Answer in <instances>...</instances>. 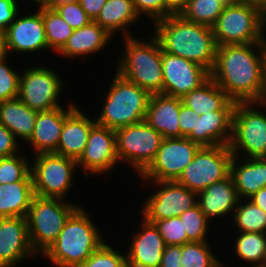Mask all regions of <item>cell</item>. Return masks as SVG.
<instances>
[{
	"mask_svg": "<svg viewBox=\"0 0 266 267\" xmlns=\"http://www.w3.org/2000/svg\"><path fill=\"white\" fill-rule=\"evenodd\" d=\"M210 77L236 103L265 102L263 43L217 46Z\"/></svg>",
	"mask_w": 266,
	"mask_h": 267,
	"instance_id": "obj_1",
	"label": "cell"
},
{
	"mask_svg": "<svg viewBox=\"0 0 266 267\" xmlns=\"http://www.w3.org/2000/svg\"><path fill=\"white\" fill-rule=\"evenodd\" d=\"M154 36L161 49L196 62L209 72L214 68L217 44L212 28L188 21L181 15H170L156 21Z\"/></svg>",
	"mask_w": 266,
	"mask_h": 267,
	"instance_id": "obj_2",
	"label": "cell"
},
{
	"mask_svg": "<svg viewBox=\"0 0 266 267\" xmlns=\"http://www.w3.org/2000/svg\"><path fill=\"white\" fill-rule=\"evenodd\" d=\"M88 212L79 206L67 219L57 240L43 257L56 267H79L104 242Z\"/></svg>",
	"mask_w": 266,
	"mask_h": 267,
	"instance_id": "obj_3",
	"label": "cell"
},
{
	"mask_svg": "<svg viewBox=\"0 0 266 267\" xmlns=\"http://www.w3.org/2000/svg\"><path fill=\"white\" fill-rule=\"evenodd\" d=\"M125 53L117 63L116 72L147 90L150 94H163L162 49L152 35L147 42L124 37Z\"/></svg>",
	"mask_w": 266,
	"mask_h": 267,
	"instance_id": "obj_4",
	"label": "cell"
},
{
	"mask_svg": "<svg viewBox=\"0 0 266 267\" xmlns=\"http://www.w3.org/2000/svg\"><path fill=\"white\" fill-rule=\"evenodd\" d=\"M96 123L116 130L145 118L151 94L116 72Z\"/></svg>",
	"mask_w": 266,
	"mask_h": 267,
	"instance_id": "obj_5",
	"label": "cell"
},
{
	"mask_svg": "<svg viewBox=\"0 0 266 267\" xmlns=\"http://www.w3.org/2000/svg\"><path fill=\"white\" fill-rule=\"evenodd\" d=\"M79 207L65 199L34 195L26 215L29 240L36 256L57 240L69 216Z\"/></svg>",
	"mask_w": 266,
	"mask_h": 267,
	"instance_id": "obj_6",
	"label": "cell"
},
{
	"mask_svg": "<svg viewBox=\"0 0 266 267\" xmlns=\"http://www.w3.org/2000/svg\"><path fill=\"white\" fill-rule=\"evenodd\" d=\"M211 28L217 46L263 43L262 11L241 1L226 5Z\"/></svg>",
	"mask_w": 266,
	"mask_h": 267,
	"instance_id": "obj_7",
	"label": "cell"
},
{
	"mask_svg": "<svg viewBox=\"0 0 266 267\" xmlns=\"http://www.w3.org/2000/svg\"><path fill=\"white\" fill-rule=\"evenodd\" d=\"M256 105L264 108L266 101L236 103L234 108L229 147L239 159L242 153L244 158H266V114L258 111Z\"/></svg>",
	"mask_w": 266,
	"mask_h": 267,
	"instance_id": "obj_8",
	"label": "cell"
},
{
	"mask_svg": "<svg viewBox=\"0 0 266 267\" xmlns=\"http://www.w3.org/2000/svg\"><path fill=\"white\" fill-rule=\"evenodd\" d=\"M31 164L34 194L64 199L73 185L77 160L55 153L36 154Z\"/></svg>",
	"mask_w": 266,
	"mask_h": 267,
	"instance_id": "obj_9",
	"label": "cell"
},
{
	"mask_svg": "<svg viewBox=\"0 0 266 267\" xmlns=\"http://www.w3.org/2000/svg\"><path fill=\"white\" fill-rule=\"evenodd\" d=\"M232 157L229 146H202L177 182L198 194L230 174Z\"/></svg>",
	"mask_w": 266,
	"mask_h": 267,
	"instance_id": "obj_10",
	"label": "cell"
},
{
	"mask_svg": "<svg viewBox=\"0 0 266 267\" xmlns=\"http://www.w3.org/2000/svg\"><path fill=\"white\" fill-rule=\"evenodd\" d=\"M118 160L141 174L155 158L163 136L144 120L115 130Z\"/></svg>",
	"mask_w": 266,
	"mask_h": 267,
	"instance_id": "obj_11",
	"label": "cell"
},
{
	"mask_svg": "<svg viewBox=\"0 0 266 267\" xmlns=\"http://www.w3.org/2000/svg\"><path fill=\"white\" fill-rule=\"evenodd\" d=\"M63 77L48 67L26 68L20 73L18 98L37 112L61 107L58 98L63 89Z\"/></svg>",
	"mask_w": 266,
	"mask_h": 267,
	"instance_id": "obj_12",
	"label": "cell"
},
{
	"mask_svg": "<svg viewBox=\"0 0 266 267\" xmlns=\"http://www.w3.org/2000/svg\"><path fill=\"white\" fill-rule=\"evenodd\" d=\"M201 146L187 137L165 138L150 165L139 175L149 181H177Z\"/></svg>",
	"mask_w": 266,
	"mask_h": 267,
	"instance_id": "obj_13",
	"label": "cell"
},
{
	"mask_svg": "<svg viewBox=\"0 0 266 267\" xmlns=\"http://www.w3.org/2000/svg\"><path fill=\"white\" fill-rule=\"evenodd\" d=\"M158 190L151 194L144 204L143 217L154 223L157 220L179 216L197 205V193L177 181H151Z\"/></svg>",
	"mask_w": 266,
	"mask_h": 267,
	"instance_id": "obj_14",
	"label": "cell"
},
{
	"mask_svg": "<svg viewBox=\"0 0 266 267\" xmlns=\"http://www.w3.org/2000/svg\"><path fill=\"white\" fill-rule=\"evenodd\" d=\"M163 94L182 98L209 77L210 72L196 62L162 50Z\"/></svg>",
	"mask_w": 266,
	"mask_h": 267,
	"instance_id": "obj_15",
	"label": "cell"
},
{
	"mask_svg": "<svg viewBox=\"0 0 266 267\" xmlns=\"http://www.w3.org/2000/svg\"><path fill=\"white\" fill-rule=\"evenodd\" d=\"M118 161L115 130L96 123L91 128L83 154L77 160L78 168L87 171L86 176L88 173L104 174Z\"/></svg>",
	"mask_w": 266,
	"mask_h": 267,
	"instance_id": "obj_16",
	"label": "cell"
},
{
	"mask_svg": "<svg viewBox=\"0 0 266 267\" xmlns=\"http://www.w3.org/2000/svg\"><path fill=\"white\" fill-rule=\"evenodd\" d=\"M36 255L31 247L26 217L0 218V267H14Z\"/></svg>",
	"mask_w": 266,
	"mask_h": 267,
	"instance_id": "obj_17",
	"label": "cell"
},
{
	"mask_svg": "<svg viewBox=\"0 0 266 267\" xmlns=\"http://www.w3.org/2000/svg\"><path fill=\"white\" fill-rule=\"evenodd\" d=\"M6 45L9 52L33 53L47 49L42 8L32 15L16 16L15 20L5 30Z\"/></svg>",
	"mask_w": 266,
	"mask_h": 267,
	"instance_id": "obj_18",
	"label": "cell"
},
{
	"mask_svg": "<svg viewBox=\"0 0 266 267\" xmlns=\"http://www.w3.org/2000/svg\"><path fill=\"white\" fill-rule=\"evenodd\" d=\"M76 107L75 103L69 101L67 109L61 106L38 112L32 136L27 141L35 154L54 153L57 150L64 120Z\"/></svg>",
	"mask_w": 266,
	"mask_h": 267,
	"instance_id": "obj_19",
	"label": "cell"
},
{
	"mask_svg": "<svg viewBox=\"0 0 266 267\" xmlns=\"http://www.w3.org/2000/svg\"><path fill=\"white\" fill-rule=\"evenodd\" d=\"M141 230L133 234L126 252L128 267H159L166 247L158 228L143 217Z\"/></svg>",
	"mask_w": 266,
	"mask_h": 267,
	"instance_id": "obj_20",
	"label": "cell"
},
{
	"mask_svg": "<svg viewBox=\"0 0 266 267\" xmlns=\"http://www.w3.org/2000/svg\"><path fill=\"white\" fill-rule=\"evenodd\" d=\"M234 110L210 111L196 116V124L187 136L202 146H229L232 138Z\"/></svg>",
	"mask_w": 266,
	"mask_h": 267,
	"instance_id": "obj_21",
	"label": "cell"
},
{
	"mask_svg": "<svg viewBox=\"0 0 266 267\" xmlns=\"http://www.w3.org/2000/svg\"><path fill=\"white\" fill-rule=\"evenodd\" d=\"M182 100L164 94H151L144 121L163 138H181L178 115Z\"/></svg>",
	"mask_w": 266,
	"mask_h": 267,
	"instance_id": "obj_22",
	"label": "cell"
},
{
	"mask_svg": "<svg viewBox=\"0 0 266 267\" xmlns=\"http://www.w3.org/2000/svg\"><path fill=\"white\" fill-rule=\"evenodd\" d=\"M95 124L94 118L92 120L76 107L64 120L58 147L54 153L78 160L84 152L89 133Z\"/></svg>",
	"mask_w": 266,
	"mask_h": 267,
	"instance_id": "obj_23",
	"label": "cell"
},
{
	"mask_svg": "<svg viewBox=\"0 0 266 267\" xmlns=\"http://www.w3.org/2000/svg\"><path fill=\"white\" fill-rule=\"evenodd\" d=\"M239 201L230 174L197 194V205L209 221L233 213Z\"/></svg>",
	"mask_w": 266,
	"mask_h": 267,
	"instance_id": "obj_24",
	"label": "cell"
},
{
	"mask_svg": "<svg viewBox=\"0 0 266 267\" xmlns=\"http://www.w3.org/2000/svg\"><path fill=\"white\" fill-rule=\"evenodd\" d=\"M233 156L230 175L240 199H248L261 188L266 187V158H245L237 164Z\"/></svg>",
	"mask_w": 266,
	"mask_h": 267,
	"instance_id": "obj_25",
	"label": "cell"
},
{
	"mask_svg": "<svg viewBox=\"0 0 266 267\" xmlns=\"http://www.w3.org/2000/svg\"><path fill=\"white\" fill-rule=\"evenodd\" d=\"M111 37L112 35L95 21H90L84 27L73 30L72 35L58 54H62L65 58L96 54L107 46Z\"/></svg>",
	"mask_w": 266,
	"mask_h": 267,
	"instance_id": "obj_26",
	"label": "cell"
},
{
	"mask_svg": "<svg viewBox=\"0 0 266 267\" xmlns=\"http://www.w3.org/2000/svg\"><path fill=\"white\" fill-rule=\"evenodd\" d=\"M181 100L198 116L210 111L234 110L236 105L211 77L195 90L185 94Z\"/></svg>",
	"mask_w": 266,
	"mask_h": 267,
	"instance_id": "obj_27",
	"label": "cell"
},
{
	"mask_svg": "<svg viewBox=\"0 0 266 267\" xmlns=\"http://www.w3.org/2000/svg\"><path fill=\"white\" fill-rule=\"evenodd\" d=\"M34 195L31 173L23 181L0 184V218L26 217Z\"/></svg>",
	"mask_w": 266,
	"mask_h": 267,
	"instance_id": "obj_28",
	"label": "cell"
},
{
	"mask_svg": "<svg viewBox=\"0 0 266 267\" xmlns=\"http://www.w3.org/2000/svg\"><path fill=\"white\" fill-rule=\"evenodd\" d=\"M37 114L19 98L0 102V124L7 127L17 140L21 138L27 142L30 139Z\"/></svg>",
	"mask_w": 266,
	"mask_h": 267,
	"instance_id": "obj_29",
	"label": "cell"
},
{
	"mask_svg": "<svg viewBox=\"0 0 266 267\" xmlns=\"http://www.w3.org/2000/svg\"><path fill=\"white\" fill-rule=\"evenodd\" d=\"M138 17L141 18L135 11L133 0H107L94 21L112 36L121 31L124 37H129L132 34L127 30L130 24L140 20Z\"/></svg>",
	"mask_w": 266,
	"mask_h": 267,
	"instance_id": "obj_30",
	"label": "cell"
},
{
	"mask_svg": "<svg viewBox=\"0 0 266 267\" xmlns=\"http://www.w3.org/2000/svg\"><path fill=\"white\" fill-rule=\"evenodd\" d=\"M235 238V253L251 267H266V233L240 232Z\"/></svg>",
	"mask_w": 266,
	"mask_h": 267,
	"instance_id": "obj_31",
	"label": "cell"
},
{
	"mask_svg": "<svg viewBox=\"0 0 266 267\" xmlns=\"http://www.w3.org/2000/svg\"><path fill=\"white\" fill-rule=\"evenodd\" d=\"M42 19L48 49L58 53L67 43L73 29L53 8H42Z\"/></svg>",
	"mask_w": 266,
	"mask_h": 267,
	"instance_id": "obj_32",
	"label": "cell"
},
{
	"mask_svg": "<svg viewBox=\"0 0 266 267\" xmlns=\"http://www.w3.org/2000/svg\"><path fill=\"white\" fill-rule=\"evenodd\" d=\"M225 6L221 0H188L180 15L188 21L212 27Z\"/></svg>",
	"mask_w": 266,
	"mask_h": 267,
	"instance_id": "obj_33",
	"label": "cell"
},
{
	"mask_svg": "<svg viewBox=\"0 0 266 267\" xmlns=\"http://www.w3.org/2000/svg\"><path fill=\"white\" fill-rule=\"evenodd\" d=\"M242 202L240 199L231 216L239 232L266 233V213L249 199Z\"/></svg>",
	"mask_w": 266,
	"mask_h": 267,
	"instance_id": "obj_34",
	"label": "cell"
},
{
	"mask_svg": "<svg viewBox=\"0 0 266 267\" xmlns=\"http://www.w3.org/2000/svg\"><path fill=\"white\" fill-rule=\"evenodd\" d=\"M209 241L189 242L181 245L182 267H223L209 247Z\"/></svg>",
	"mask_w": 266,
	"mask_h": 267,
	"instance_id": "obj_35",
	"label": "cell"
},
{
	"mask_svg": "<svg viewBox=\"0 0 266 267\" xmlns=\"http://www.w3.org/2000/svg\"><path fill=\"white\" fill-rule=\"evenodd\" d=\"M179 218L183 222L184 232L187 234V243L208 241L207 232L210 222L198 205L181 213Z\"/></svg>",
	"mask_w": 266,
	"mask_h": 267,
	"instance_id": "obj_36",
	"label": "cell"
},
{
	"mask_svg": "<svg viewBox=\"0 0 266 267\" xmlns=\"http://www.w3.org/2000/svg\"><path fill=\"white\" fill-rule=\"evenodd\" d=\"M27 158L19 153L0 158V184L23 181L31 172Z\"/></svg>",
	"mask_w": 266,
	"mask_h": 267,
	"instance_id": "obj_37",
	"label": "cell"
},
{
	"mask_svg": "<svg viewBox=\"0 0 266 267\" xmlns=\"http://www.w3.org/2000/svg\"><path fill=\"white\" fill-rule=\"evenodd\" d=\"M79 267H128V263L125 253L122 255L104 242Z\"/></svg>",
	"mask_w": 266,
	"mask_h": 267,
	"instance_id": "obj_38",
	"label": "cell"
},
{
	"mask_svg": "<svg viewBox=\"0 0 266 267\" xmlns=\"http://www.w3.org/2000/svg\"><path fill=\"white\" fill-rule=\"evenodd\" d=\"M165 245H184L187 243V234L184 232L183 222L179 216L154 222Z\"/></svg>",
	"mask_w": 266,
	"mask_h": 267,
	"instance_id": "obj_39",
	"label": "cell"
},
{
	"mask_svg": "<svg viewBox=\"0 0 266 267\" xmlns=\"http://www.w3.org/2000/svg\"><path fill=\"white\" fill-rule=\"evenodd\" d=\"M7 58L0 60V102L18 98L19 72L7 63Z\"/></svg>",
	"mask_w": 266,
	"mask_h": 267,
	"instance_id": "obj_40",
	"label": "cell"
},
{
	"mask_svg": "<svg viewBox=\"0 0 266 267\" xmlns=\"http://www.w3.org/2000/svg\"><path fill=\"white\" fill-rule=\"evenodd\" d=\"M52 8L60 14L73 30L82 28L92 21L79 2L53 5Z\"/></svg>",
	"mask_w": 266,
	"mask_h": 267,
	"instance_id": "obj_41",
	"label": "cell"
},
{
	"mask_svg": "<svg viewBox=\"0 0 266 267\" xmlns=\"http://www.w3.org/2000/svg\"><path fill=\"white\" fill-rule=\"evenodd\" d=\"M133 5L139 16L146 15L153 23L165 18L164 0H133Z\"/></svg>",
	"mask_w": 266,
	"mask_h": 267,
	"instance_id": "obj_42",
	"label": "cell"
},
{
	"mask_svg": "<svg viewBox=\"0 0 266 267\" xmlns=\"http://www.w3.org/2000/svg\"><path fill=\"white\" fill-rule=\"evenodd\" d=\"M19 142L14 134L3 124H0V158L17 154Z\"/></svg>",
	"mask_w": 266,
	"mask_h": 267,
	"instance_id": "obj_43",
	"label": "cell"
},
{
	"mask_svg": "<svg viewBox=\"0 0 266 267\" xmlns=\"http://www.w3.org/2000/svg\"><path fill=\"white\" fill-rule=\"evenodd\" d=\"M19 4L17 0H0V29L6 30L9 25L15 20L18 12Z\"/></svg>",
	"mask_w": 266,
	"mask_h": 267,
	"instance_id": "obj_44",
	"label": "cell"
},
{
	"mask_svg": "<svg viewBox=\"0 0 266 267\" xmlns=\"http://www.w3.org/2000/svg\"><path fill=\"white\" fill-rule=\"evenodd\" d=\"M197 114L190 108L186 107L184 104L180 106V112L178 115V123L181 131V138L187 137L196 124Z\"/></svg>",
	"mask_w": 266,
	"mask_h": 267,
	"instance_id": "obj_45",
	"label": "cell"
},
{
	"mask_svg": "<svg viewBox=\"0 0 266 267\" xmlns=\"http://www.w3.org/2000/svg\"><path fill=\"white\" fill-rule=\"evenodd\" d=\"M181 245L165 247L159 267H182Z\"/></svg>",
	"mask_w": 266,
	"mask_h": 267,
	"instance_id": "obj_46",
	"label": "cell"
},
{
	"mask_svg": "<svg viewBox=\"0 0 266 267\" xmlns=\"http://www.w3.org/2000/svg\"><path fill=\"white\" fill-rule=\"evenodd\" d=\"M107 0H80L79 3L87 16L94 21Z\"/></svg>",
	"mask_w": 266,
	"mask_h": 267,
	"instance_id": "obj_47",
	"label": "cell"
},
{
	"mask_svg": "<svg viewBox=\"0 0 266 267\" xmlns=\"http://www.w3.org/2000/svg\"><path fill=\"white\" fill-rule=\"evenodd\" d=\"M165 18L170 15H180L185 9L188 0H164Z\"/></svg>",
	"mask_w": 266,
	"mask_h": 267,
	"instance_id": "obj_48",
	"label": "cell"
},
{
	"mask_svg": "<svg viewBox=\"0 0 266 267\" xmlns=\"http://www.w3.org/2000/svg\"><path fill=\"white\" fill-rule=\"evenodd\" d=\"M248 199L266 213V187L261 188Z\"/></svg>",
	"mask_w": 266,
	"mask_h": 267,
	"instance_id": "obj_49",
	"label": "cell"
},
{
	"mask_svg": "<svg viewBox=\"0 0 266 267\" xmlns=\"http://www.w3.org/2000/svg\"><path fill=\"white\" fill-rule=\"evenodd\" d=\"M7 45H6V33L4 30L0 29V60L7 58L8 55Z\"/></svg>",
	"mask_w": 266,
	"mask_h": 267,
	"instance_id": "obj_50",
	"label": "cell"
},
{
	"mask_svg": "<svg viewBox=\"0 0 266 267\" xmlns=\"http://www.w3.org/2000/svg\"><path fill=\"white\" fill-rule=\"evenodd\" d=\"M243 3L259 8L261 11L266 7V0H240Z\"/></svg>",
	"mask_w": 266,
	"mask_h": 267,
	"instance_id": "obj_51",
	"label": "cell"
},
{
	"mask_svg": "<svg viewBox=\"0 0 266 267\" xmlns=\"http://www.w3.org/2000/svg\"><path fill=\"white\" fill-rule=\"evenodd\" d=\"M32 2L38 4V9L40 8H52L54 0H31Z\"/></svg>",
	"mask_w": 266,
	"mask_h": 267,
	"instance_id": "obj_52",
	"label": "cell"
},
{
	"mask_svg": "<svg viewBox=\"0 0 266 267\" xmlns=\"http://www.w3.org/2000/svg\"><path fill=\"white\" fill-rule=\"evenodd\" d=\"M80 0H54L53 5H62L65 3L79 2Z\"/></svg>",
	"mask_w": 266,
	"mask_h": 267,
	"instance_id": "obj_53",
	"label": "cell"
},
{
	"mask_svg": "<svg viewBox=\"0 0 266 267\" xmlns=\"http://www.w3.org/2000/svg\"><path fill=\"white\" fill-rule=\"evenodd\" d=\"M263 34L266 33V7L262 10Z\"/></svg>",
	"mask_w": 266,
	"mask_h": 267,
	"instance_id": "obj_54",
	"label": "cell"
},
{
	"mask_svg": "<svg viewBox=\"0 0 266 267\" xmlns=\"http://www.w3.org/2000/svg\"><path fill=\"white\" fill-rule=\"evenodd\" d=\"M223 3H225L226 5L228 4H234L236 2H240V0H221Z\"/></svg>",
	"mask_w": 266,
	"mask_h": 267,
	"instance_id": "obj_55",
	"label": "cell"
},
{
	"mask_svg": "<svg viewBox=\"0 0 266 267\" xmlns=\"http://www.w3.org/2000/svg\"><path fill=\"white\" fill-rule=\"evenodd\" d=\"M265 49V85H266V47H264Z\"/></svg>",
	"mask_w": 266,
	"mask_h": 267,
	"instance_id": "obj_56",
	"label": "cell"
},
{
	"mask_svg": "<svg viewBox=\"0 0 266 267\" xmlns=\"http://www.w3.org/2000/svg\"><path fill=\"white\" fill-rule=\"evenodd\" d=\"M263 45H264V47H266V36H265V34H263Z\"/></svg>",
	"mask_w": 266,
	"mask_h": 267,
	"instance_id": "obj_57",
	"label": "cell"
}]
</instances>
